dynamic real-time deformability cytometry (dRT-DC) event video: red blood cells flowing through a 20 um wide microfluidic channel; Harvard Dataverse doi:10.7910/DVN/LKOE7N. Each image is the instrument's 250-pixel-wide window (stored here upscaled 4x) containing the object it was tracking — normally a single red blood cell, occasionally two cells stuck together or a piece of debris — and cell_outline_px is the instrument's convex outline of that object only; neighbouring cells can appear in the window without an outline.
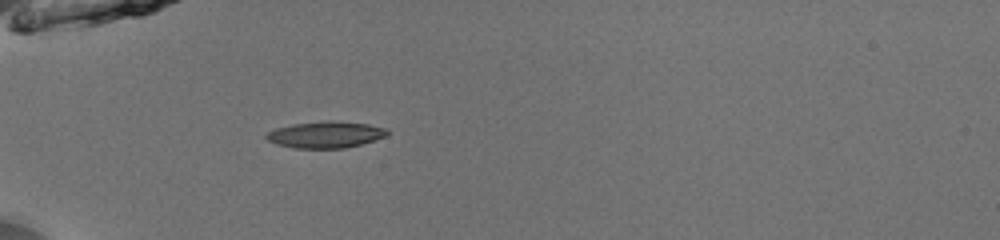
{"species": "common noctule bat (a hibernating species)", "species_latin": "Nyctalus noctula", "temperature_condition": "room temperature", "stored_images_in_passage": 31, "camera_frame_rate_fps": 3000, "um_per_image_px": 0.085, "animal": {"sex": "male", "body_mass_g": 13.0, "forearm_length_mm": 53.1}, "frame": {"image": 1, "passage_image": 1, "time_ms": 0.0, "image_size_px": [1000, 240], "cell_outline_px": [[388, 136], [360, 144], [344, 148], [296, 148], [276, 144], [268, 140], [264, 136], [268, 132], [276, 128], [292, 124], [324, 120], [332, 120], [368, 124], [388, 128]], "centroid_in_image_um": [27.69, 11.43], "position_along_channel_um": 57.3, "area_um2": 18.79}}
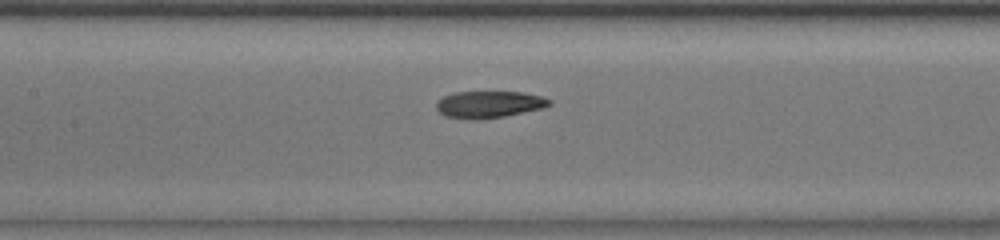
{"frame": {"image": 2, "passage_image": 10, "time_ms": 3.0, "image_size_px": [1000, 240], "cell_outline_px": [[552, 104], [544, 108], [504, 116], [476, 120], [444, 116], [436, 108], [436, 104], [444, 96], [456, 92], [524, 92], [540, 96], [552, 100]], "centroid_in_image_um": [41.6, 8.87], "position_along_channel_um": 165.8, "area_um2": 17.63}}
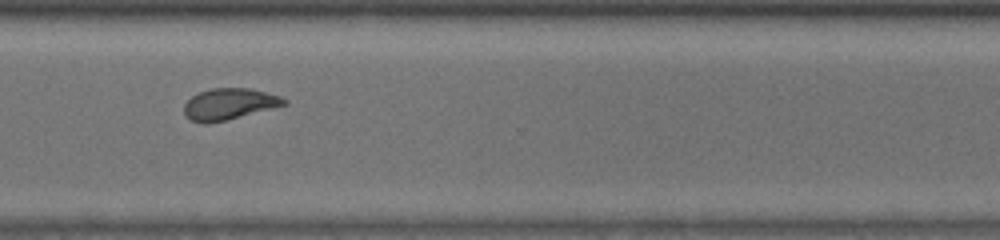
{"frame": {"image": 3, "passage_image": 24, "time_ms": 7.667, "image_size_px": [1000, 240], "cell_outline_px": [[288, 104], [208, 124], [204, 124], [192, 120], [184, 112], [184, 104], [192, 96], [200, 92], [212, 88], [248, 88], [280, 96], [288, 100]], "centroid_in_image_um": [19.48, 8.84], "position_along_channel_um": 351.1, "area_um2": 17.92}, "authors_computed_cell_mechanics": {"area_um2": 17.629, "velocity_mm_per_s": 3.9781, "shape_relaxation_time_tau1_ms": 4.3322, "shape_relaxation_time_tau2_ms": 3.4708, "deformation_change_tau1": 0.1631, "deformation_change_tau2": 0.0848}}